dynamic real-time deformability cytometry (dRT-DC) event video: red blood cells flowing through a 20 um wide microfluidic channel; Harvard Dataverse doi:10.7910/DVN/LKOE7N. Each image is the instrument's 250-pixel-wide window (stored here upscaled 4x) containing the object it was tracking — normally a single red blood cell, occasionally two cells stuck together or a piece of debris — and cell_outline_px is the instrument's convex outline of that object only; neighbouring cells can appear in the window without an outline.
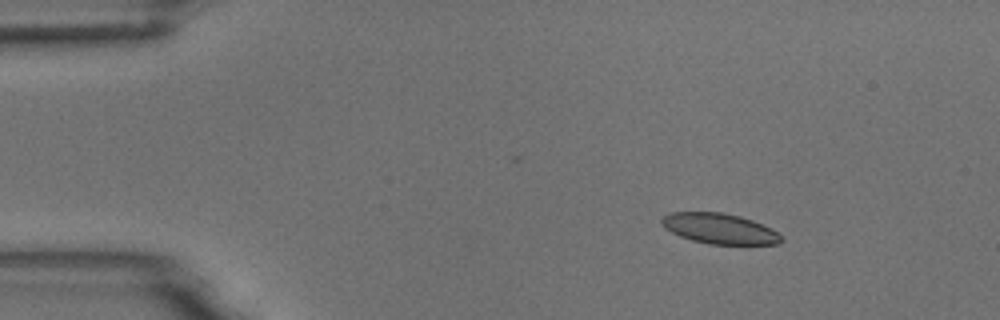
{"species": "common noctule bat (a hibernating species)", "species_latin": "Nyctalus noctula", "temperature_condition": "room temperature", "stored_images_in_passage": 37, "camera_frame_rate_fps": 3000, "um_per_image_px": 0.085, "animal": {"sex": "male", "body_mass_g": 18.8}, "frame": {"image": 1, "passage_image": 1, "time_ms": 0.0, "image_size_px": [1000, 320], "cell_outline_px": [[784, 240], [780, 244], [708, 244], [692, 240], [680, 236], [664, 228], [660, 220], [664, 216], [672, 212], [720, 212], [740, 216], [752, 220], [772, 228]], "centroid_in_image_um": [61.16, 19.43], "position_along_channel_um": 23.8, "area_um2": 21.15}}
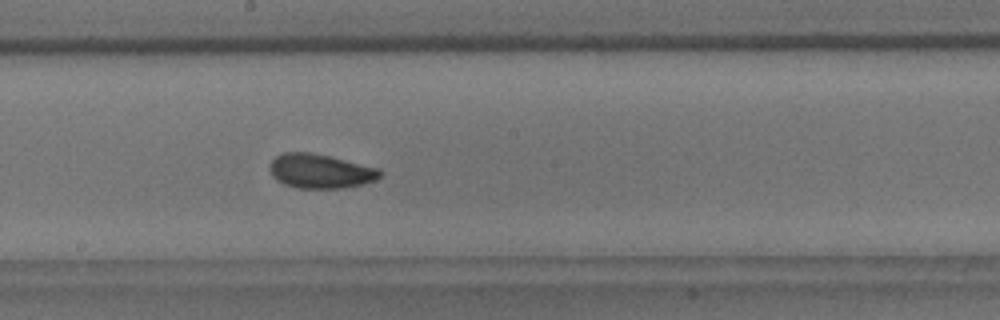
{"frame": {"image": 2, "passage_image": 23, "time_ms": 7.333, "image_size_px": [1000, 320], "cell_outline_px": [[384, 172], [376, 180], [364, 184], [344, 188], [296, 188], [284, 184], [276, 180], [272, 176], [268, 168], [272, 160], [276, 156], [284, 152], [312, 152], [380, 168]], "centroid_in_image_um": [27.24, 14.55], "position_along_channel_um": 221.0, "area_um2": 22.31}}
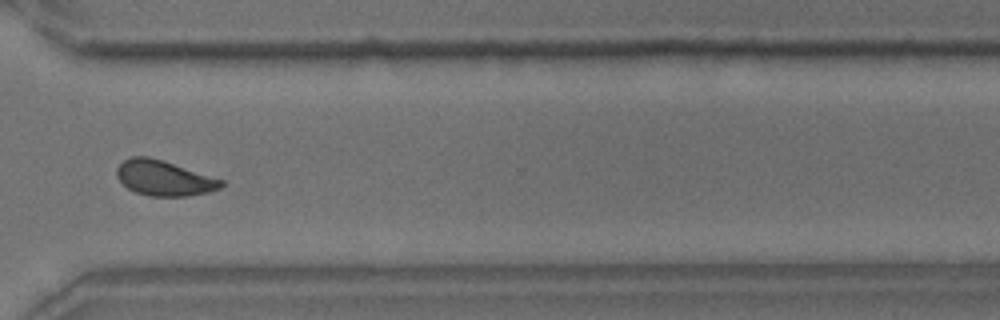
{"frame": {"image": 3, "passage_image": 34, "time_ms": 11.0, "image_size_px": [1000, 320], "cell_outline_px": [[224, 184], [220, 188], [208, 192], [188, 196], [148, 196], [136, 192], [128, 188], [116, 176], [116, 168], [124, 160], [132, 156], [148, 156], [164, 160], [224, 180]], "centroid_in_image_um": [13.95, 15.13], "position_along_channel_um": 356.7, "area_um2": 21.5}, "authors_computed_cell_mechanics": {"area_um2": 21.5594, "velocity_mm_per_s": 3.6978, "shape_relaxation_time_tau1_ms": 7.4809, "shape_relaxation_time_tau2_ms": 1.0686, "deformation_change_tau1": 0.1417, "deformation_change_tau2": 0.0474}}